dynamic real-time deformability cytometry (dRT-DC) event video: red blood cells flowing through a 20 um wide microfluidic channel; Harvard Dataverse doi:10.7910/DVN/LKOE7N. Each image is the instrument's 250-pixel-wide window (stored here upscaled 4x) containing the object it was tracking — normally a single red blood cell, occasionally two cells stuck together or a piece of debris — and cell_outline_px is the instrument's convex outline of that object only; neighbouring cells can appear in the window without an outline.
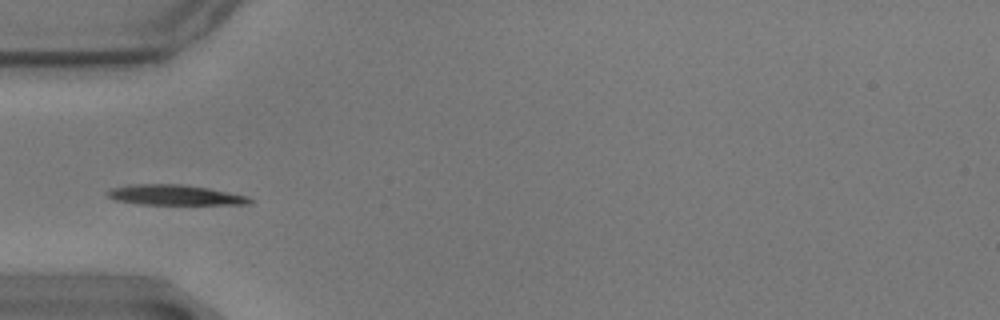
{"species": "common noctule bat (a hibernating species)", "species_latin": "Nyctalus noctula", "temperature_condition": "warm", "stored_images_in_passage": 41, "camera_frame_rate_fps": 3000, "um_per_image_px": 0.085, "animal": {"sex": "male", "body_mass_g": 17.9}, "frame": {"image": 1, "passage_image": 1, "time_ms": 0.0, "image_size_px": [1000, 320], "cell_outline_px": [[252, 204], [140, 204], [116, 200], [108, 196], [108, 192], [112, 188], [136, 184], [180, 184], [208, 188], [248, 196], [252, 200]], "centroid_in_image_um": [14.9, 16.58], "position_along_channel_um": 70.1, "area_um2": 16.47}}
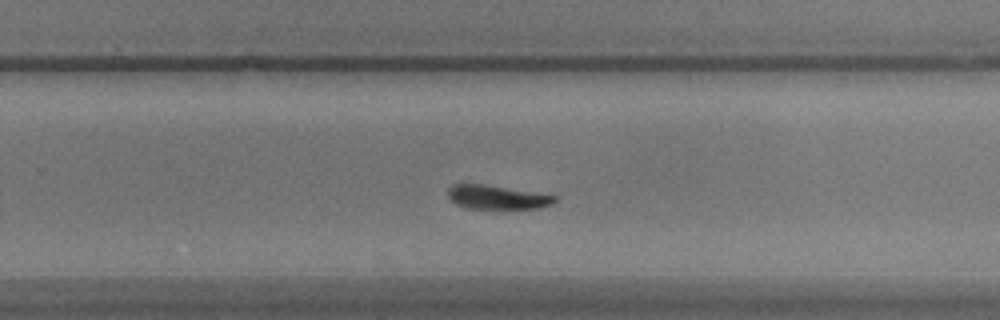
{"frame": {"image": 2, "passage_image": 20, "time_ms": 6.333, "image_size_px": [1000, 320], "cell_outline_px": [[556, 200], [552, 204], [540, 208], [468, 208], [456, 204], [448, 196], [448, 188], [452, 184], [484, 184], [556, 196]], "centroid_in_image_um": [42.22, 16.76], "position_along_channel_um": 287.6, "area_um2": 14.57}}
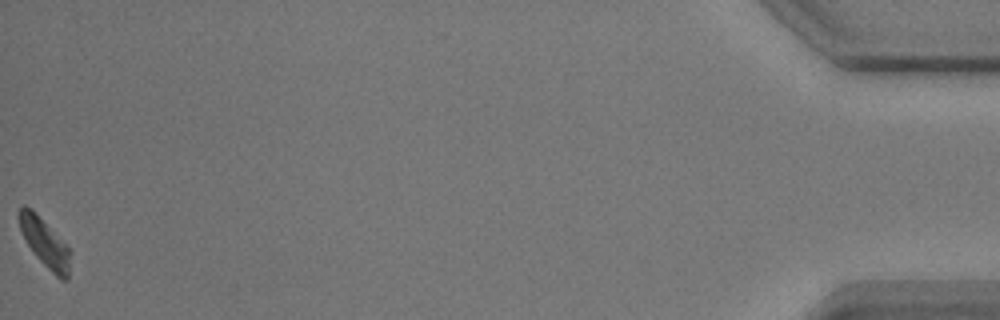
{"frame": {"image": 3, "passage_image": 41, "time_ms": 13.333, "image_size_px": [1000, 320], "cell_outline_px": [[68, 280], [64, 280], [56, 276], [36, 256], [28, 244], [20, 228], [16, 216], [16, 212], [24, 204], [32, 208], [68, 244]], "centroid_in_image_um": [3.76, 20.53], "position_along_channel_um": 431.4, "area_um2": 14.39}, "authors_computed_cell_mechanics": {"area_um2": 15.895, "velocity_mm_per_s": 3.4383, "shape_relaxation_time_tau1_ms": 3.5643, "shape_relaxation_time_tau2_ms": 9.8643, "deformation_change_tau1": 0.1324, "deformation_change_tau2": 0.159}}